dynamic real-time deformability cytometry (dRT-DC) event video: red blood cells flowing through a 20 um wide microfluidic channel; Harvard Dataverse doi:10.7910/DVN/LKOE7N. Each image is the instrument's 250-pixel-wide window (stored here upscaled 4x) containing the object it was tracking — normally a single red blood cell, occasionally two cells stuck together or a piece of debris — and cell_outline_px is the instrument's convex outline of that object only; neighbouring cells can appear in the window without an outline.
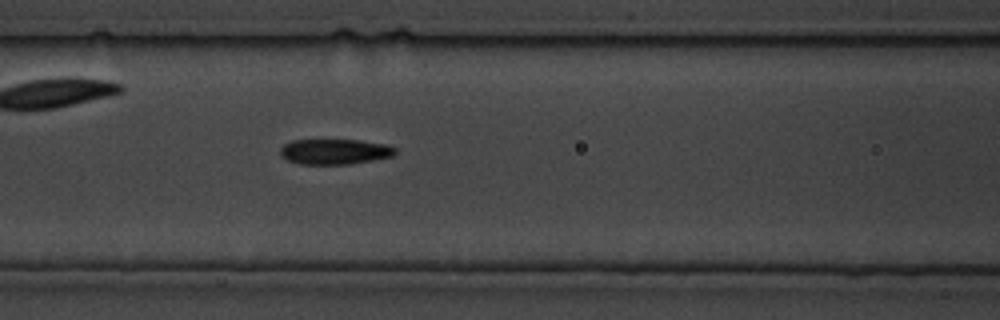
{"species": "common noctule bat (a hibernating species)", "species_latin": "Nyctalus noctula", "temperature_condition": "cold", "stored_images_in_passage": 112, "camera_frame_rate_fps": 3000, "um_per_image_px": 0.085, "animal": {"sex": "male", "body_mass_g": 19.5, "forearm_length_mm": 54.6}, "frame": {"image": 1, "passage_image": 54, "time_ms": 17.667, "image_size_px": [1000, 320], "cell_outline_px": [[396, 152], [392, 156], [352, 164], [300, 164], [288, 160], [280, 156], [280, 148], [284, 144], [292, 140], [360, 140], [388, 144], [396, 148]], "centroid_in_image_um": [28.45, 12.88], "position_along_channel_um": 138.1, "area_um2": 17.11}}
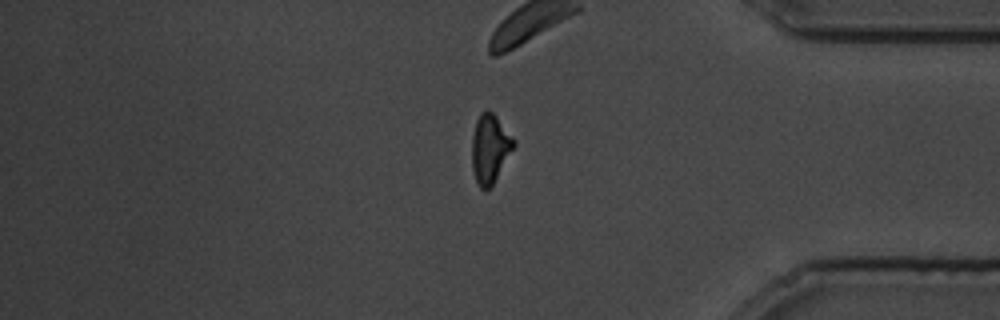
{"frame": {"image": 2, "passage_image": 104, "time_ms": 34.333, "image_size_px": [1000, 320], "cell_outline_px": [[516, 144], [492, 184], [488, 188], [480, 188], [476, 180], [472, 168], [472, 136], [476, 120], [480, 112], [488, 108], [496, 116], [516, 140]], "centroid_in_image_um": [41.64, 12.56], "position_along_channel_um": 393.6, "area_um2": 16.65}}